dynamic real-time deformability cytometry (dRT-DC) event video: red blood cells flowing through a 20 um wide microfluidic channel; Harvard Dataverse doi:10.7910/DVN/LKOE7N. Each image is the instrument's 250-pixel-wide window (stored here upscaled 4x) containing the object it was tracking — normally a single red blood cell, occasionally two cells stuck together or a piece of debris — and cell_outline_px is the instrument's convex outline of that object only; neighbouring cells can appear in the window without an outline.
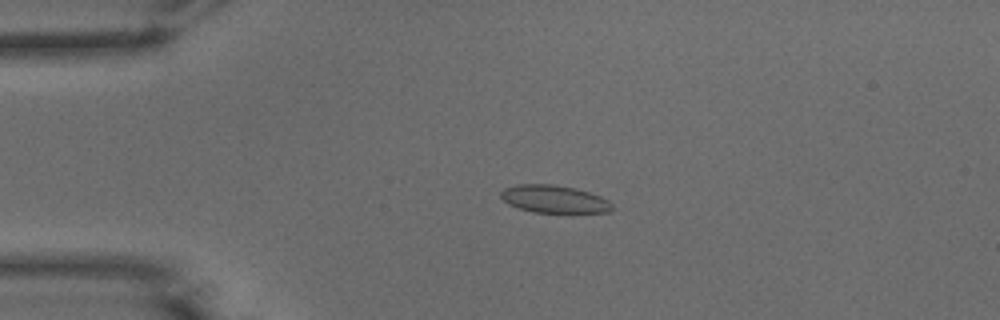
{"species": "common noctule bat (a hibernating species)", "species_latin": "Nyctalus noctula", "temperature_condition": "warm", "stored_images_in_passage": 51, "camera_frame_rate_fps": 3000, "um_per_image_px": 0.085, "animal": {"sex": "male", "body_mass_g": 15.6}, "frame": {"image": 1, "passage_image": 11, "time_ms": 3.333, "image_size_px": [1000, 320], "cell_outline_px": [[612, 208], [608, 212], [532, 212], [508, 204], [500, 196], [500, 192], [504, 188], [516, 184], [556, 184], [576, 188], [600, 196], [608, 200], [612, 204]], "centroid_in_image_um": [47.07, 16.9], "position_along_channel_um": 37.9, "area_um2": 17.86}}
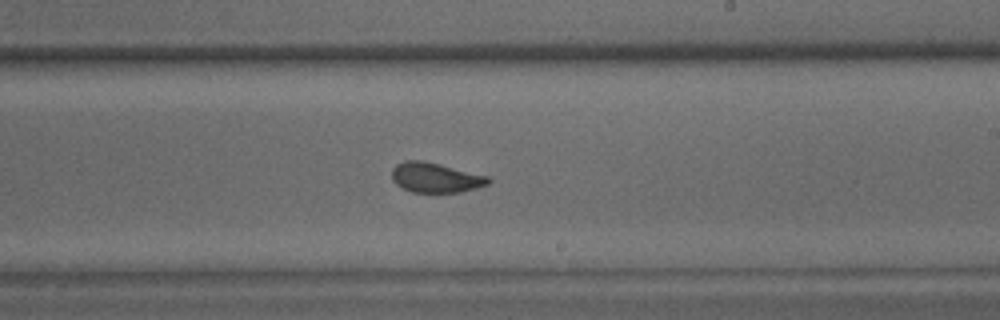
{"frame": {"image": 2, "passage_image": 30, "time_ms": 9.667, "image_size_px": [1000, 320], "cell_outline_px": [[492, 180], [488, 184], [476, 188], [460, 192], [412, 192], [396, 184], [392, 180], [392, 168], [396, 164], [404, 160], [424, 160], [488, 176]], "centroid_in_image_um": [37.0, 15.08], "position_along_channel_um": 252.0, "area_um2": 16.82}}
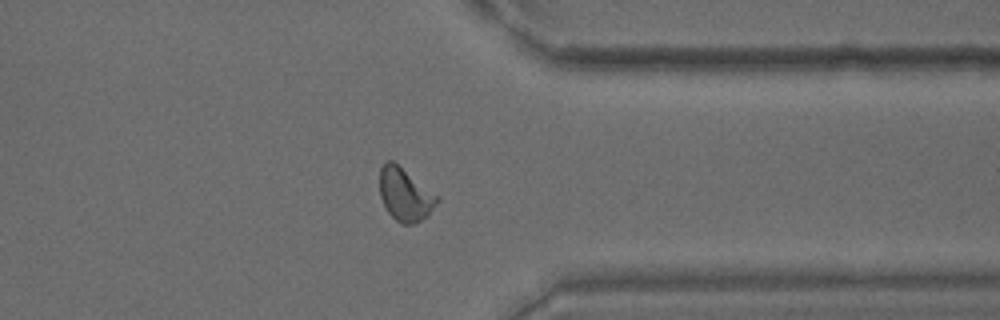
{"frame": {"image": 3, "passage_image": 40, "time_ms": 13.0, "image_size_px": [1000, 320], "cell_outline_px": [[440, 200], [428, 216], [412, 224], [400, 224], [388, 212], [380, 196], [380, 168], [384, 160], [392, 160], [440, 196]], "centroid_in_image_um": [34.45, 16.52], "position_along_channel_um": 377.0, "area_um2": 17.86}, "authors_computed_cell_mechanics": {"area_um2": 17.5712, "velocity_mm_per_s": 3.8946, "shape_relaxation_time_tau1_ms": null, "shape_relaxation_time_tau2_ms": 0.6985, "deformation_change_tau1": null, "deformation_change_tau2": 0.0555}}